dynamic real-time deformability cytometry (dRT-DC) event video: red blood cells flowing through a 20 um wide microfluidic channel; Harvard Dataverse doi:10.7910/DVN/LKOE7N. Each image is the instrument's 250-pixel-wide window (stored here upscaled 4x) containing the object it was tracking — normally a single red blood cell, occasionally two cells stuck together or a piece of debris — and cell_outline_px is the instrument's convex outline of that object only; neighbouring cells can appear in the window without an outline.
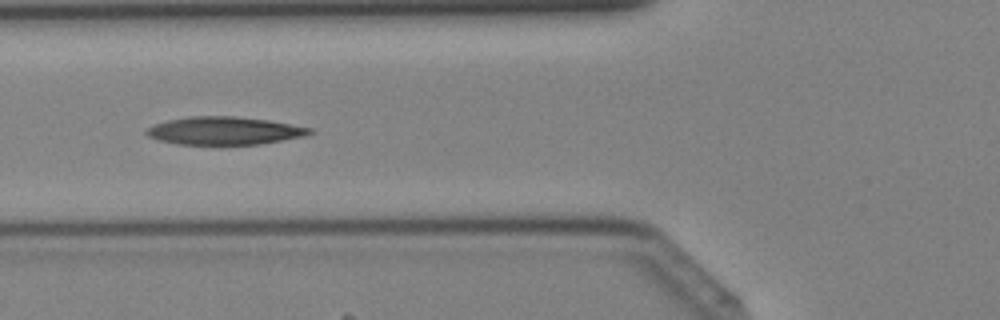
{"species": "Egyptian fruit bat (a non-hibernating species)", "species_latin": "Rousettus aegyptiacus", "temperature_condition": "cold", "stored_images_in_passage": 32, "camera_frame_rate_fps": 3000, "um_per_image_px": 0.085, "animal": {"sex": "female"}, "frame": {"image": 1, "passage_image": 7, "time_ms": 2.0, "image_size_px": [1000, 320], "cell_outline_px": [[312, 132], [304, 136], [260, 144], [176, 144], [156, 140], [148, 136], [144, 132], [148, 128], [156, 124], [168, 120], [188, 116], [236, 116], [268, 120], [312, 128]], "centroid_in_image_um": [19.03, 11.11], "position_along_channel_um": 106.8, "area_um2": 26.41}}
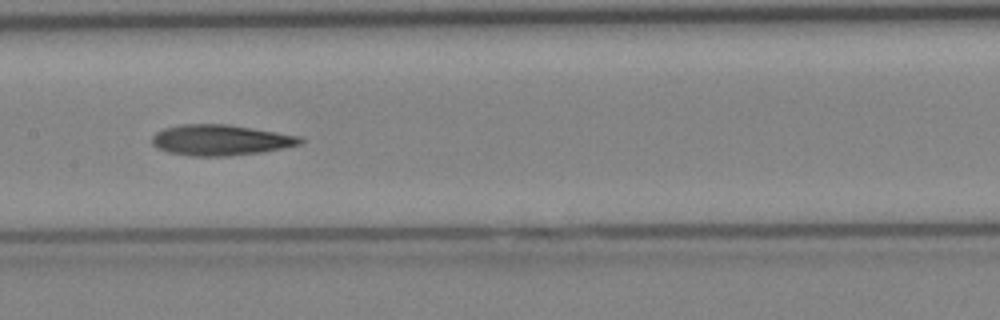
{"frame": {"image": 2, "passage_image": 12, "time_ms": 3.667, "image_size_px": [1000, 320], "cell_outline_px": [[304, 140], [300, 144], [284, 148], [260, 152], [228, 156], [192, 156], [168, 152], [156, 148], [152, 144], [152, 136], [156, 132], [164, 128], [180, 124], [228, 124], [300, 136]], "centroid_in_image_um": [18.71, 11.9], "position_along_channel_um": 188.7, "area_um2": 26.53}}
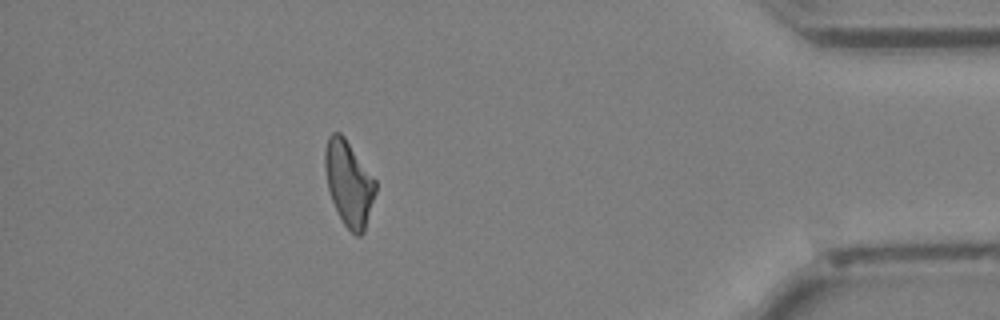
{"frame": {"image": 3, "passage_image": 28, "time_ms": 9.0, "image_size_px": [1000, 320], "cell_outline_px": [[376, 192], [364, 232], [360, 236], [356, 236], [344, 224], [332, 200], [328, 188], [324, 168], [324, 152], [328, 136], [332, 132], [340, 132], [344, 136], [376, 180]], "centroid_in_image_um": [29.65, 15.56], "position_along_channel_um": 405.6, "area_um2": 24.97}}